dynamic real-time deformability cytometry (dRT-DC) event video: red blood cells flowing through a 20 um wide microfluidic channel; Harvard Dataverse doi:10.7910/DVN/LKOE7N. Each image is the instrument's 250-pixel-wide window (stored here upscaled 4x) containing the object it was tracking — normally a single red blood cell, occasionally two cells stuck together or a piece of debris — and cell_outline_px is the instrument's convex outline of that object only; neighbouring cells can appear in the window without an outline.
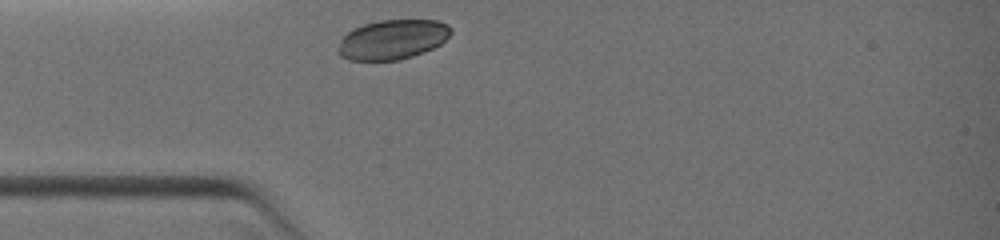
{"species": "common noctule bat (a hibernating species)", "species_latin": "Nyctalus noctula", "temperature_condition": "warm", "stored_images_in_passage": 24, "camera_frame_rate_fps": 3000, "um_per_image_px": 0.085, "animal": {"sex": "female", "body_mass_g": 19.0, "forearm_length_mm": 51.5}, "frame": {"image": 1, "passage_image": 1, "time_ms": 0.0, "image_size_px": [1000, 240], "cell_outline_px": [[452, 32], [440, 44], [432, 48], [412, 56], [400, 60], [348, 60], [340, 56], [336, 52], [340, 36], [352, 28], [364, 24], [380, 20], [436, 20], [448, 24], [452, 28]], "centroid_in_image_um": [33.3, 3.35], "position_along_channel_um": 51.7, "area_um2": 26.36}}
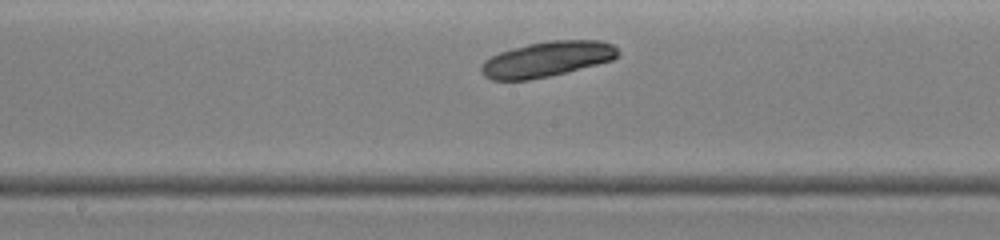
{"frame": {"image": 2, "passage_image": 11, "time_ms": 3.333, "image_size_px": [1000, 240], "cell_outline_px": [[620, 56], [612, 60], [548, 76], [528, 80], [492, 80], [484, 76], [480, 72], [480, 64], [484, 60], [500, 52], [512, 48], [528, 44], [552, 40], [600, 40], [612, 44], [620, 52]], "centroid_in_image_um": [46.47, 5.02], "position_along_channel_um": 201.7, "area_um2": 28.03}}
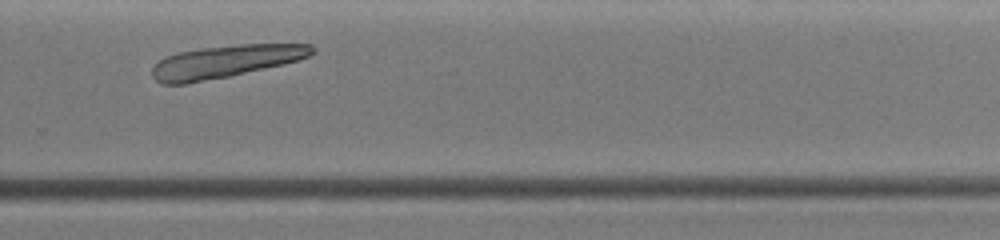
{"frame": {"image": 3, "passage_image": 18, "time_ms": 5.667, "image_size_px": [1000, 240], "cell_outline_px": [[316, 52], [308, 56], [284, 64], [228, 76], [184, 84], [160, 84], [152, 76], [152, 68], [164, 56], [180, 52], [204, 48], [240, 44], [312, 44], [316, 48]], "centroid_in_image_um": [19.16, 5.22], "position_along_channel_um": 310.6, "area_um2": 30.0}}